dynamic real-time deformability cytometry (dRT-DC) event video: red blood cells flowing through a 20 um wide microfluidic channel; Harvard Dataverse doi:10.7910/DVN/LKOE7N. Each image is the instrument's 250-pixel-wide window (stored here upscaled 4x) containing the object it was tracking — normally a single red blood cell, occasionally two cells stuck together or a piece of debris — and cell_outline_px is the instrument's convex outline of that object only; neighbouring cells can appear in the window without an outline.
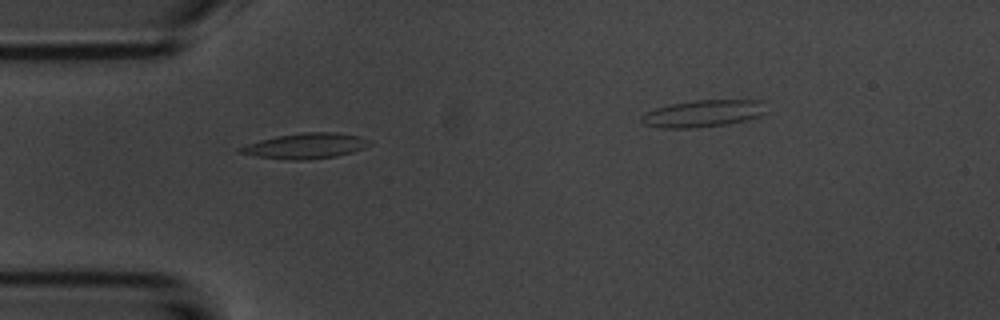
{"species": "common noctule bat (a hibernating species)", "species_latin": "Nyctalus noctula", "temperature_condition": "room temperature", "stored_images_in_passage": 2, "segment_of_instrument_passage": [1, 2], "camera_frame_rate_fps": 3000, "um_per_image_px": 0.085, "animal": {"sex": "male", "body_mass_g": 20.1, "forearm_length_mm": 53.5}, "frame": {"image": 1, "passage_image": 1, "time_ms": 0.0, "image_size_px": [1000, 320], "cell_outline_px": [[372, 144], [364, 148], [352, 152], [336, 156], [304, 160], [292, 160], [256, 156], [236, 152], [236, 148], [260, 140], [276, 136], [300, 132], [336, 132], [360, 136], [372, 140]], "centroid_in_image_um": [26.0, 12.39], "position_along_channel_um": 59.0, "area_um2": 19.31}}